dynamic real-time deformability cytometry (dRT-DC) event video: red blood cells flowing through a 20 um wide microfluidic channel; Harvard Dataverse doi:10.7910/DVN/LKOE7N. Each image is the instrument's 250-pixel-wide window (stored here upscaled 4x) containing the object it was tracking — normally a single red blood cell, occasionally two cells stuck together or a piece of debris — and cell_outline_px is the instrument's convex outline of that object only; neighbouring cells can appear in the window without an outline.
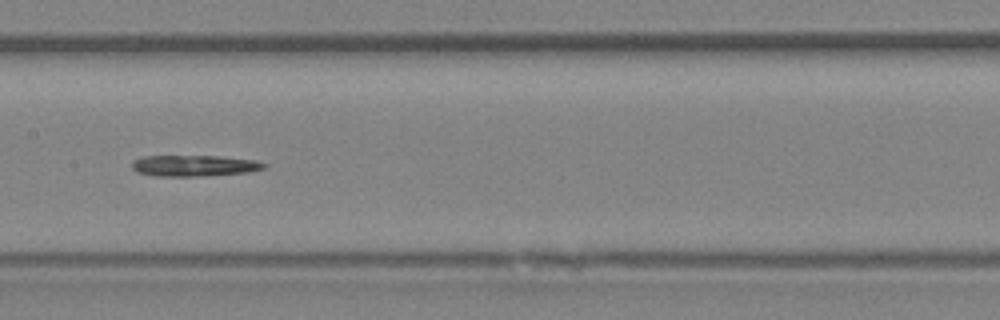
{"species": "Egyptian fruit bat (a non-hibernating species)", "species_latin": "Rousettus aegyptiacus", "temperature_condition": "room temperature", "stored_images_in_passage": 36, "camera_frame_rate_fps": 3000, "um_per_image_px": 0.085, "animal": {"sex": "female"}, "frame": {"image": 1, "passage_image": 11, "time_ms": 3.333, "image_size_px": [1000, 320], "cell_outline_px": [[268, 164], [264, 168], [248, 172], [192, 176], [156, 176], [136, 172], [132, 168], [132, 160], [140, 156], [216, 156], [256, 160]], "centroid_in_image_um": [16.45, 14.07], "position_along_channel_um": 190.9, "area_um2": 16.18}}